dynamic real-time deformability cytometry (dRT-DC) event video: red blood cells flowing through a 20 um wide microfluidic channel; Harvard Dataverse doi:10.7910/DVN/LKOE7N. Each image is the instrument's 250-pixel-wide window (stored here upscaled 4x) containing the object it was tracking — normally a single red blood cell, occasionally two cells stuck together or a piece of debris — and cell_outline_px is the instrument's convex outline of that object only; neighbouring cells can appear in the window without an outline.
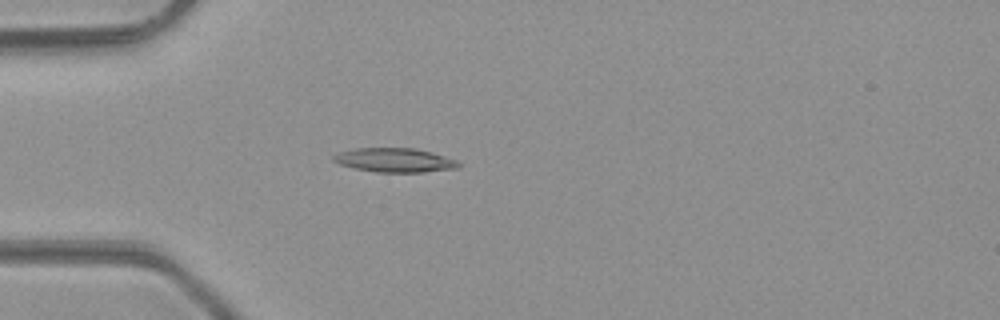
{"species": "common noctule bat (a hibernating species)", "species_latin": "Nyctalus noctula", "temperature_condition": "room temperature", "stored_images_in_passage": 48, "camera_frame_rate_fps": 3000, "um_per_image_px": 0.085, "animal": {"sex": "male", "body_mass_g": 23.1, "forearm_length_mm": 52.7}, "frame": {"image": 1, "passage_image": 14, "time_ms": 4.333, "image_size_px": [1000, 320], "cell_outline_px": [[460, 168], [424, 172], [376, 172], [356, 168], [340, 164], [332, 160], [332, 156], [340, 152], [356, 148], [416, 148], [432, 152], [456, 160], [460, 164]], "centroid_in_image_um": [33.57, 13.61], "position_along_channel_um": 51.4, "area_um2": 17.51}}
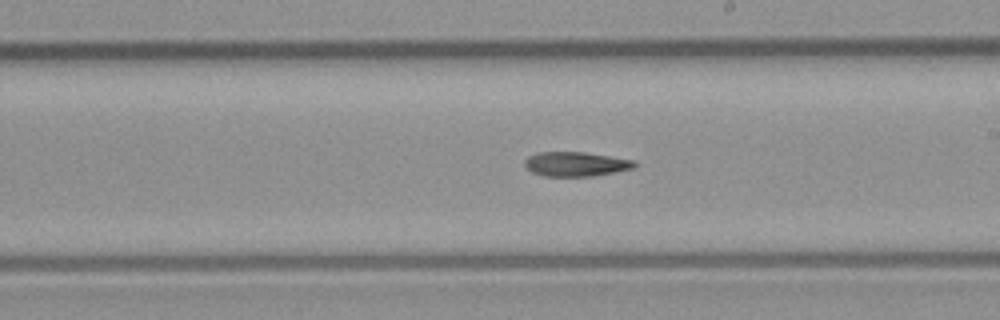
{"frame": {"image": 2, "passage_image": 28, "time_ms": 9.0, "image_size_px": [1000, 320], "cell_outline_px": [[636, 164], [632, 168], [596, 176], [544, 176], [532, 172], [524, 164], [524, 160], [528, 156], [536, 152], [584, 152], [636, 160]], "centroid_in_image_um": [48.93, 13.94], "position_along_channel_um": 240.1, "area_um2": 15.66}}
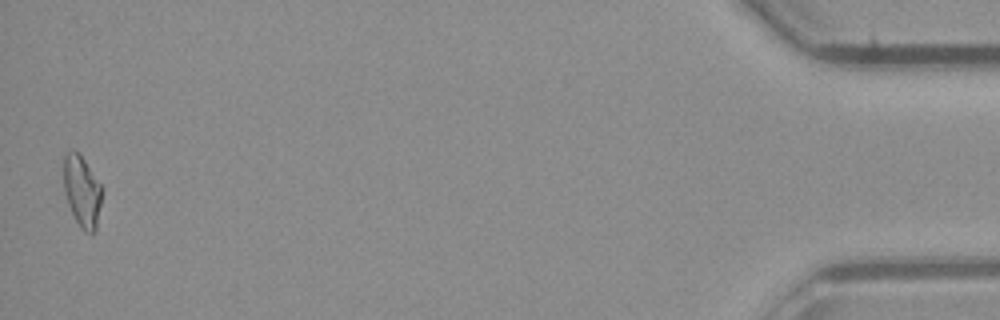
{"frame": {"image": 3, "passage_image": 48, "time_ms": 15.667, "image_size_px": [1000, 320], "cell_outline_px": [[104, 188], [96, 228], [92, 232], [84, 232], [80, 228], [68, 204], [64, 192], [64, 156], [68, 152], [80, 152]], "centroid_in_image_um": [7.0, 16.24], "position_along_channel_um": 428.2, "area_um2": 16.07}}